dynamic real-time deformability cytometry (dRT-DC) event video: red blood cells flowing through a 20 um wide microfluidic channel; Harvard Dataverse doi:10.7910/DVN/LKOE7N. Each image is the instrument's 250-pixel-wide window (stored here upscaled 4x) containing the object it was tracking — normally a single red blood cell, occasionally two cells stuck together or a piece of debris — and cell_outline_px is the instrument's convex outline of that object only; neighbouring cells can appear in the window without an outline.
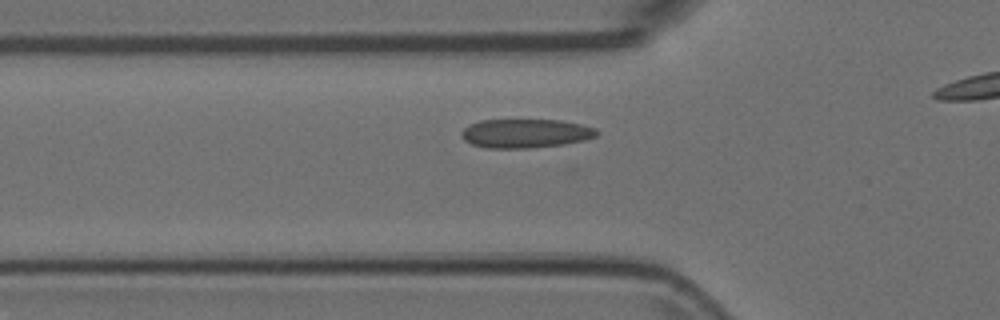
{"species": "Egyptian fruit bat (a non-hibernating species)", "species_latin": "Rousettus aegyptiacus", "temperature_condition": "room temperature", "stored_images_in_passage": 37, "camera_frame_rate_fps": 3000, "um_per_image_px": 0.085, "animal": {"sex": "female"}, "frame": {"image": 1, "passage_image": 11, "time_ms": 3.333, "image_size_px": [1000, 320], "cell_outline_px": [[600, 132], [596, 136], [584, 140], [564, 144], [528, 148], [488, 148], [472, 144], [464, 140], [460, 132], [468, 124], [480, 120], [560, 120], [580, 124], [596, 128]], "centroid_in_image_um": [44.66, 11.33], "position_along_channel_um": 81.1, "area_um2": 22.83}}
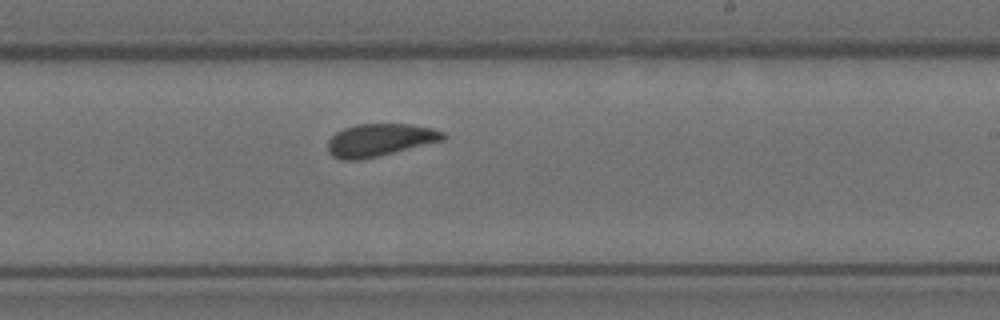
{"frame": {"image": 2, "passage_image": 25, "time_ms": 8.0, "image_size_px": [1000, 320], "cell_outline_px": [[448, 136], [444, 140], [360, 160], [344, 160], [332, 156], [328, 152], [328, 140], [336, 132], [344, 128], [356, 124], [412, 124], [432, 128], [444, 132]], "centroid_in_image_um": [32.28, 11.89], "position_along_channel_um": 256.7, "area_um2": 21.85}}
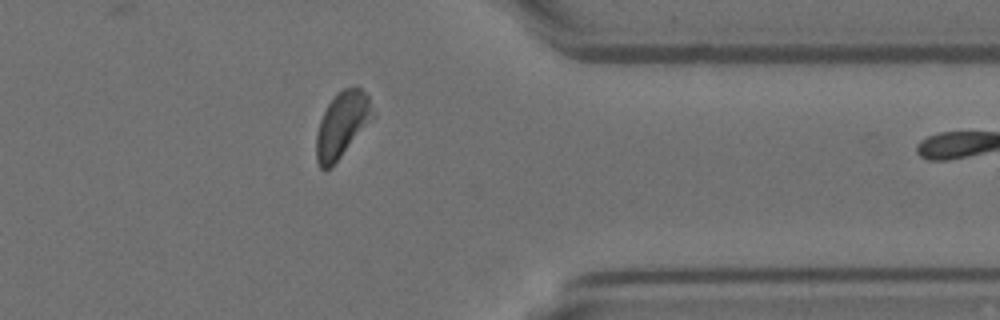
{"frame": {"image": 3, "passage_image": 36, "time_ms": 11.667, "image_size_px": [1000, 320], "cell_outline_px": [[376, 116], [340, 156], [324, 172], [320, 168], [316, 160], [316, 136], [320, 120], [328, 104], [344, 88], [356, 84], [368, 96], [376, 112]], "centroid_in_image_um": [29.1, 10.56], "position_along_channel_um": 382.3, "area_um2": 21.44}}